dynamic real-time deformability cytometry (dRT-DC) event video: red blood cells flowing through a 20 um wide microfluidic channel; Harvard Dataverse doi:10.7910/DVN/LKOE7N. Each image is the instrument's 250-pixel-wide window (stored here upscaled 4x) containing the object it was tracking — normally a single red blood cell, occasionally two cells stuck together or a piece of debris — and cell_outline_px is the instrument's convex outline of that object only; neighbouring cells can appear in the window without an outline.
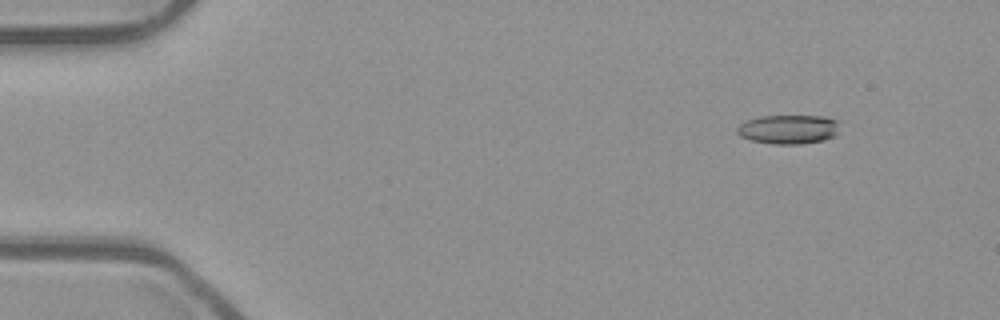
{"species": "common noctule bat (a hibernating species)", "species_latin": "Nyctalus noctula", "temperature_condition": "room temperature", "stored_images_in_passage": 49, "camera_frame_rate_fps": 3000, "um_per_image_px": 0.085, "animal": {"sex": "male", "body_mass_g": 23.1, "forearm_length_mm": 52.7}, "frame": {"image": 1, "passage_image": 1, "time_ms": 0.0, "image_size_px": [1000, 320], "cell_outline_px": [[836, 136], [824, 140], [800, 144], [772, 144], [752, 140], [740, 136], [736, 132], [736, 128], [740, 124], [748, 120], [760, 116], [824, 116], [836, 120]], "centroid_in_image_um": [66.99, 10.99], "position_along_channel_um": 18.0, "area_um2": 17.28}}
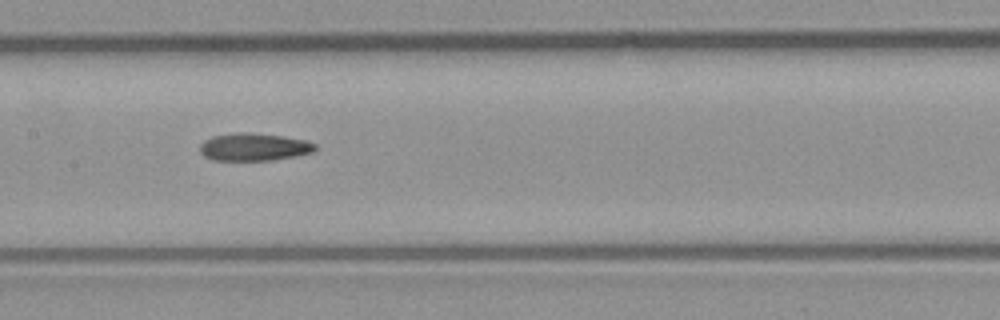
{"frame": {"image": 2, "passage_image": 22, "time_ms": 7.0, "image_size_px": [1000, 320], "cell_outline_px": [[316, 148], [312, 152], [296, 156], [272, 160], [212, 160], [204, 156], [200, 152], [200, 144], [204, 140], [212, 136], [236, 132], [248, 132], [280, 136], [308, 140], [316, 144]], "centroid_in_image_um": [21.57, 12.49], "position_along_channel_um": 185.8, "area_um2": 18.61}}
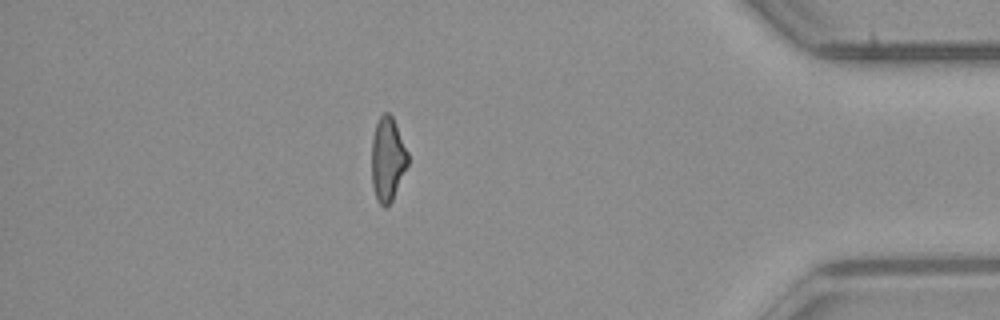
{"frame": {"image": 3, "passage_image": 42, "time_ms": 13.667, "image_size_px": [1000, 320], "cell_outline_px": [[408, 164], [392, 200], [384, 208], [376, 200], [372, 184], [372, 140], [376, 124], [380, 116], [384, 112], [388, 112], [392, 116], [396, 124], [408, 152]], "centroid_in_image_um": [32.94, 13.53], "position_along_channel_um": 402.3, "area_um2": 17.63}, "authors_computed_cell_mechanics": {"area_um2": 18.4382, "velocity_mm_per_s": 3.8855, "shape_relaxation_time_tau1_ms": null, "shape_relaxation_time_tau2_ms": 4.8963, "deformation_change_tau1": null, "deformation_change_tau2": 0.1641}}